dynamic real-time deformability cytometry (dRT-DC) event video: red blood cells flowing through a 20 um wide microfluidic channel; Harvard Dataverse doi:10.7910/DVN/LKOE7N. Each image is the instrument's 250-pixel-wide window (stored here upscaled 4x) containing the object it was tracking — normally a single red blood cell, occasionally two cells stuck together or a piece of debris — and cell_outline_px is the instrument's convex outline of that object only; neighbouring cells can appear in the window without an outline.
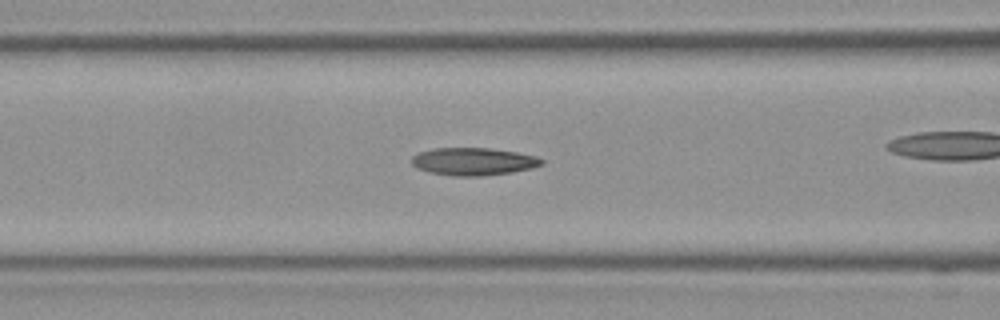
{"species": "Egyptian fruit bat (a non-hibernating species)", "species_latin": "Rousettus aegyptiacus", "temperature_condition": "room temperature", "stored_images_in_passage": 40, "camera_frame_rate_fps": 3000, "um_per_image_px": 0.085, "frame": {"image": 1, "passage_image": 17, "time_ms": 5.333, "image_size_px": [1000, 320], "cell_outline_px": [[544, 164], [532, 168], [512, 172], [480, 176], [452, 176], [428, 172], [416, 168], [412, 164], [412, 156], [416, 152], [432, 148], [488, 148], [516, 152], [536, 156], [544, 160]], "centroid_in_image_um": [40.2, 13.73], "position_along_channel_um": 126.4, "area_um2": 21.1}}